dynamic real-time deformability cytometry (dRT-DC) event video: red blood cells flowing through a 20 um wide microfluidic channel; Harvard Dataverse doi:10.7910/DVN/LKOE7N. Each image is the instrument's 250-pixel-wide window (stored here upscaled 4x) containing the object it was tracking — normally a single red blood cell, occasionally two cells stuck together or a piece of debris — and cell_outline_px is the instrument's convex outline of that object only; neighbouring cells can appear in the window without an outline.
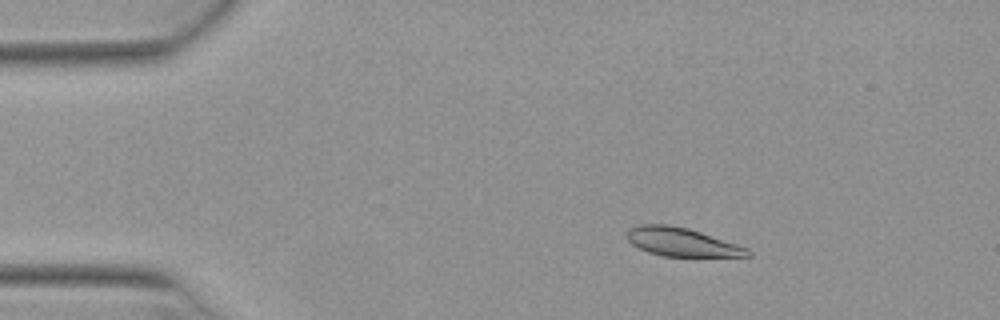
{"species": "Egyptian fruit bat (a non-hibernating species)", "species_latin": "Rousettus aegyptiacus", "temperature_condition": "warm", "stored_images_in_passage": 52, "camera_frame_rate_fps": 3000, "um_per_image_px": 0.085, "animal": {"sex": "female"}, "frame": {"image": 1, "passage_image": 9, "time_ms": 2.667, "image_size_px": [1000, 320], "cell_outline_px": [[752, 256], [664, 256], [648, 252], [632, 244], [628, 240], [628, 228], [640, 224], [668, 224], [688, 228], [748, 248], [752, 252]], "centroid_in_image_um": [57.94, 20.57], "position_along_channel_um": 27.1, "area_um2": 19.83}}
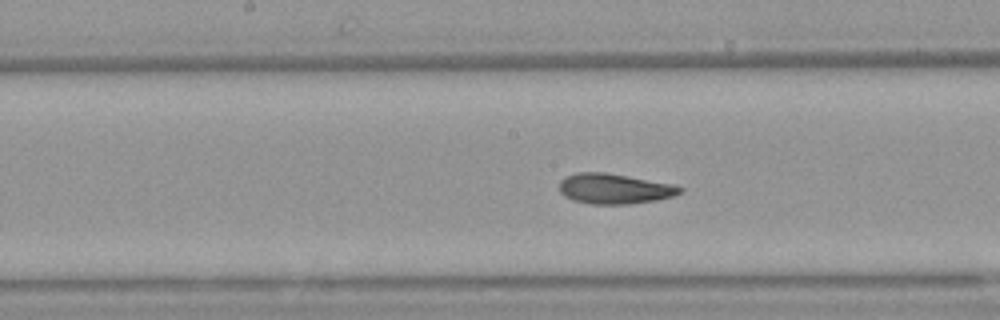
{"frame": {"image": 2, "passage_image": 27, "time_ms": 8.667, "image_size_px": [1000, 320], "cell_outline_px": [[684, 192], [672, 196], [656, 200], [628, 204], [588, 204], [572, 200], [564, 196], [560, 192], [560, 180], [576, 172], [604, 172], [668, 184], [684, 188]], "centroid_in_image_um": [52.17, 16.06], "position_along_channel_um": 196.0, "area_um2": 20.98}}
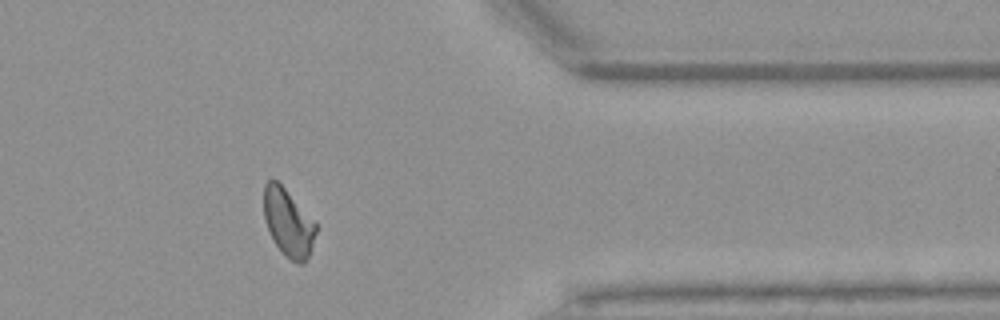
{"frame": {"image": 3, "passage_image": 43, "time_ms": 14.0, "image_size_px": [1000, 320], "cell_outline_px": [[316, 232], [308, 256], [304, 264], [300, 264], [284, 256], [276, 244], [268, 228], [264, 216], [264, 184], [268, 180], [276, 180], [284, 188], [316, 224]], "centroid_in_image_um": [24.48, 18.94], "position_along_channel_um": 386.9, "area_um2": 19.88}, "authors_computed_cell_mechanics": {"area_um2": 21.0681, "velocity_mm_per_s": 3.9189, "shape_relaxation_time_tau1_ms": 5.9822, "shape_relaxation_time_tau2_ms": 2.1574, "deformation_change_tau1": 0.1604, "deformation_change_tau2": 0.0783}}